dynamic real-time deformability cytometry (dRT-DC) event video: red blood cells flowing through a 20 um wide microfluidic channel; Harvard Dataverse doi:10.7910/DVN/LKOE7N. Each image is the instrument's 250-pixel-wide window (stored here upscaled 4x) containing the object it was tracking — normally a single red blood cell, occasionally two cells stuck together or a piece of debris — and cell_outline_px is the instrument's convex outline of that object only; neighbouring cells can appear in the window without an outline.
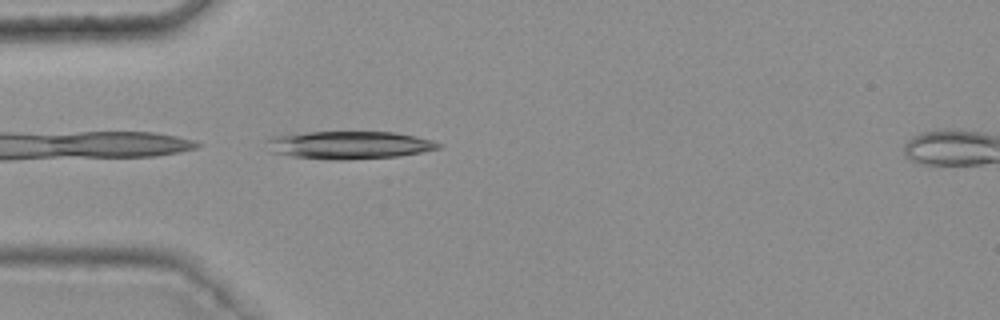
{"species": "common noctule bat (a hibernating species)", "species_latin": "Nyctalus noctula", "temperature_condition": "warm", "stored_images_in_passage": 27, "camera_frame_rate_fps": 3000, "um_per_image_px": 0.085, "animal": {"sex": "female", "body_mass_g": 25.1}, "frame": {"image": 1, "passage_image": 1, "time_ms": 0.0, "image_size_px": [1000, 320], "cell_outline_px": [[444, 144], [440, 148], [420, 152], [396, 156], [344, 160], [336, 160], [292, 156], [272, 152], [268, 140], [272, 136], [308, 132], [392, 132], [416, 136], [432, 140]], "centroid_in_image_um": [29.74, 12.32], "position_along_channel_um": 55.3, "area_um2": 27.46}}
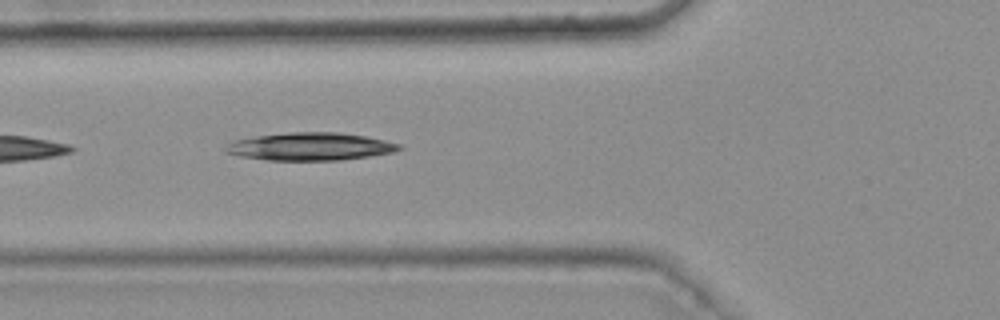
{"frame": {"image": 2, "passage_image": 5, "time_ms": 1.333, "image_size_px": [1000, 320], "cell_outline_px": [[404, 148], [392, 152], [368, 156], [340, 160], [268, 160], [240, 156], [224, 152], [224, 144], [232, 140], [256, 136], [288, 132], [340, 132], [364, 136], [384, 140], [400, 144]], "centroid_in_image_um": [26.31, 12.45], "position_along_channel_um": 99.5, "area_um2": 28.15}}
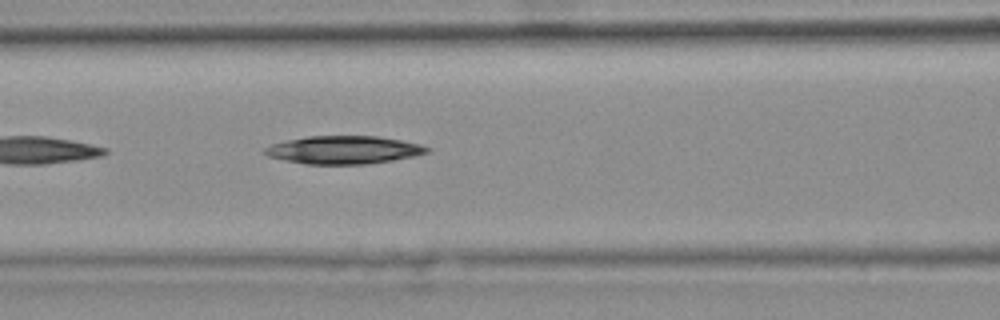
{"frame": {"image": 3, "passage_image": 8, "time_ms": 2.333, "image_size_px": [1000, 320], "cell_outline_px": [[432, 148], [428, 152], [416, 156], [368, 164], [304, 164], [284, 160], [268, 156], [264, 152], [264, 148], [272, 144], [284, 140], [308, 136], [380, 136], [420, 144]], "centroid_in_image_um": [29.22, 12.74], "position_along_channel_um": 137.4, "area_um2": 26.59}, "authors_computed_cell_mechanics": {"area_um2": 26.1834, "velocity_mm_per_s": 3.7622, "shape_relaxation_time_tau1_ms": 2.2077, "shape_relaxation_time_tau2_ms": null, "deformation_change_tau1": 0.1432, "deformation_change_tau2": null}}